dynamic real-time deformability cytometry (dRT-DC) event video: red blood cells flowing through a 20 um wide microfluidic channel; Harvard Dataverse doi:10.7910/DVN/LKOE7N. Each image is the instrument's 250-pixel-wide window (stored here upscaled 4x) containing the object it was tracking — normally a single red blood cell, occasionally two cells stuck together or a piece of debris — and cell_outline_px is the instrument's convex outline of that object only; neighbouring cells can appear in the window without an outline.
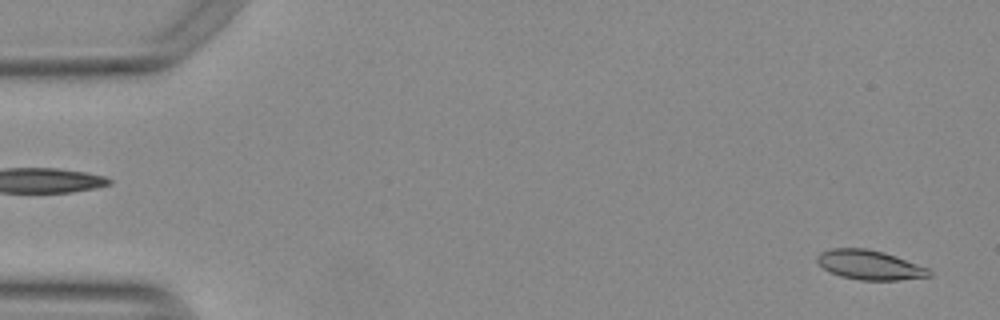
{"species": "Egyptian fruit bat (a non-hibernating species)", "species_latin": "Rousettus aegyptiacus", "temperature_condition": "warm", "stored_images_in_passage": 54, "camera_frame_rate_fps": 3000, "um_per_image_px": 0.085, "animal": {"sex": "female"}, "frame": {"image": 1, "passage_image": 2, "time_ms": 0.333, "image_size_px": [1000, 320], "cell_outline_px": [[932, 276], [896, 280], [860, 280], [840, 276], [824, 268], [816, 260], [816, 256], [820, 252], [832, 248], [868, 248], [884, 252], [928, 268], [932, 272]], "centroid_in_image_um": [73.91, 22.51], "position_along_channel_um": 11.1, "area_um2": 19.13}}
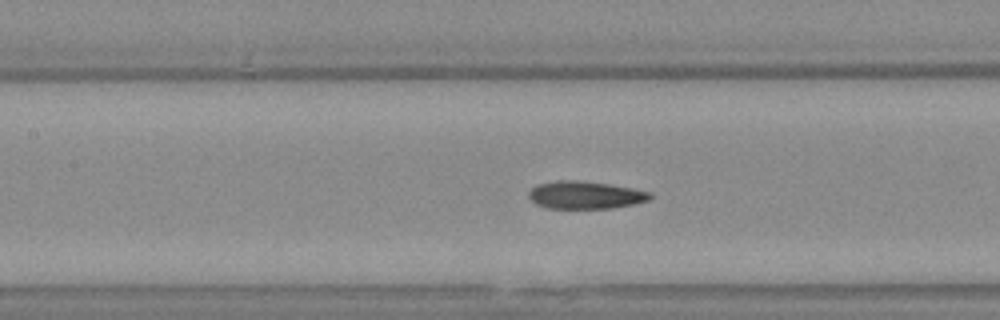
{"frame": {"image": 2, "passage_image": 24, "time_ms": 7.667, "image_size_px": [1000, 320], "cell_outline_px": [[652, 196], [648, 200], [632, 204], [612, 208], [548, 208], [536, 204], [528, 196], [528, 192], [532, 188], [540, 184], [560, 180], [572, 180], [608, 184], [632, 188], [652, 192]], "centroid_in_image_um": [49.75, 16.58], "position_along_channel_um": 157.6, "area_um2": 19.25}}
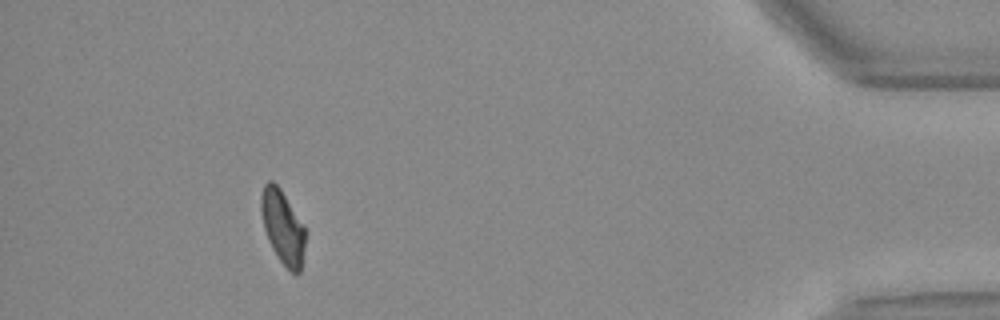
{"frame": {"image": 3, "passage_image": 49, "time_ms": 16.0, "image_size_px": [1000, 320], "cell_outline_px": [[304, 248], [300, 272], [292, 272], [280, 260], [272, 248], [268, 240], [264, 228], [260, 208], [260, 200], [264, 184], [268, 180], [272, 180], [280, 188], [304, 228]], "centroid_in_image_um": [23.99, 19.27], "position_along_channel_um": 411.2, "area_um2": 18.38}, "authors_computed_cell_mechanics": {"area_um2": 19.5364, "velocity_mm_per_s": 3.7718, "shape_relaxation_time_tau1_ms": 5.0151, "shape_relaxation_time_tau2_ms": 2.7157, "deformation_change_tau1": 0.1643, "deformation_change_tau2": 0.0992}}